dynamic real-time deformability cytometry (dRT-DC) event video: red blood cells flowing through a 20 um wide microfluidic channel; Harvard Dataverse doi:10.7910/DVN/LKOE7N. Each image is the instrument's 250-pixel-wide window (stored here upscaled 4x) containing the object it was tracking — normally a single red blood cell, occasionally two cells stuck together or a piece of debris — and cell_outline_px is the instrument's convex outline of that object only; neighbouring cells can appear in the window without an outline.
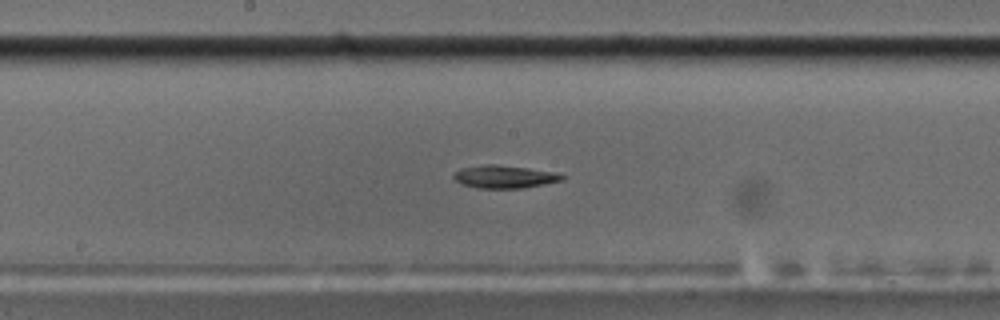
{"species": "common noctule bat (a hibernating species)", "species_latin": "Nyctalus noctula", "temperature_condition": "cold", "stored_images_in_passage": 48, "camera_frame_rate_fps": 3000, "um_per_image_px": 0.085, "animal": {"sex": "male", "body_mass_g": 17.5, "forearm_length_mm": 52.3}, "frame": {"image": 1, "passage_image": 22, "time_ms": 7.0, "image_size_px": [1000, 320], "cell_outline_px": [[564, 180], [524, 188], [476, 188], [464, 184], [456, 180], [452, 176], [460, 168], [484, 164], [496, 164], [528, 168], [556, 172], [564, 176]], "centroid_in_image_um": [42.89, 15.01], "position_along_channel_um": 205.3, "area_um2": 14.39}}
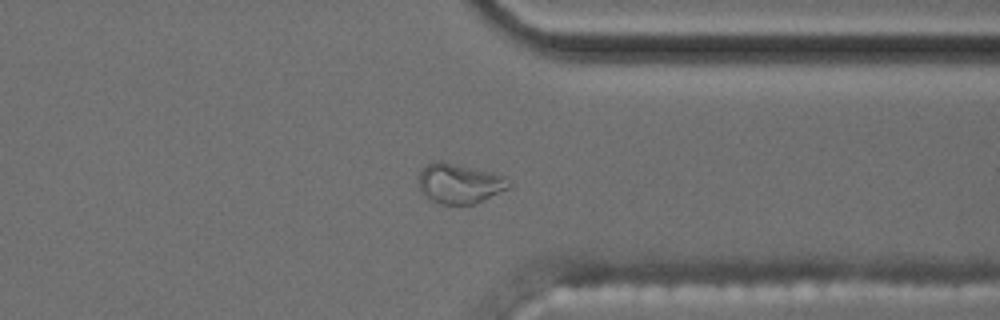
{"frame": {"image": 2, "passage_image": 36, "time_ms": 11.667, "image_size_px": [1000, 320], "cell_outline_px": [[512, 184], [508, 188], [476, 204], [440, 204], [424, 196], [420, 192], [420, 168], [432, 160], [440, 160], [492, 172], [504, 176]], "centroid_in_image_um": [39.03, 15.58], "position_along_channel_um": 372.4, "area_um2": 21.15}}
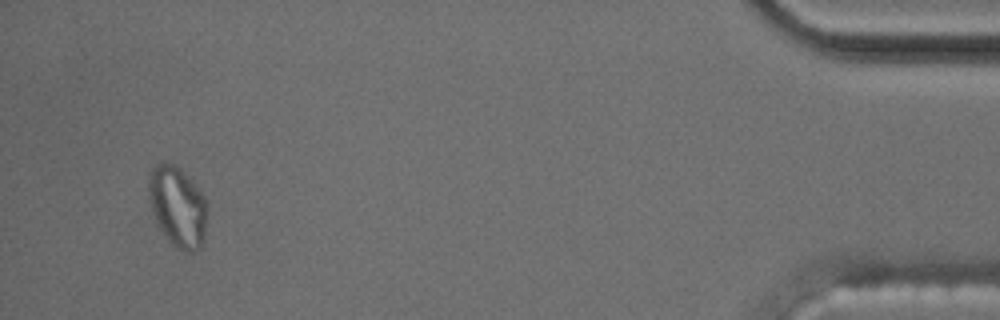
{"frame": {"image": 3, "passage_image": 46, "time_ms": 15.0, "image_size_px": [1000, 320], "cell_outline_px": [[204, 232], [200, 248], [192, 252], [184, 252], [176, 248], [172, 244], [156, 224], [148, 196], [148, 176], [152, 168], [156, 164], [164, 160], [176, 164], [200, 188], [204, 196]], "centroid_in_image_um": [15.04, 17.5], "position_along_channel_um": 420.2, "area_um2": 27.46}}